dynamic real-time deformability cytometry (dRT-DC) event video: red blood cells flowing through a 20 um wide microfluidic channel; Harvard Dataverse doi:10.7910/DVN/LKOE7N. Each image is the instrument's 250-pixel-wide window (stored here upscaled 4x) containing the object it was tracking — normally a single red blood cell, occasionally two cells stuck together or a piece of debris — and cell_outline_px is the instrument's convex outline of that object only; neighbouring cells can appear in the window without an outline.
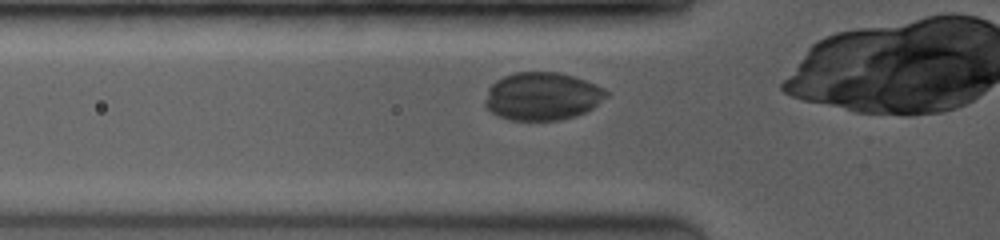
{"species": "common noctule bat (a hibernating species)", "species_latin": "Nyctalus noctula", "temperature_condition": "room temperature", "stored_images_in_passage": 20, "camera_frame_rate_fps": 3500, "um_per_image_px": 0.085, "animal": {"sex": "female", "body_mass_g": 19.0, "forearm_length_mm": 53.3}, "frame": {"image": 1, "passage_image": 2, "time_ms": 0.286, "image_size_px": [1000, 240], "cell_outline_px": [[608, 96], [592, 108], [576, 116], [560, 120], [508, 120], [492, 112], [484, 104], [484, 100], [488, 88], [496, 80], [512, 72], [560, 72], [596, 84], [604, 88], [608, 92]], "centroid_in_image_um": [46.08, 8.18], "position_along_channel_um": 79.7, "area_um2": 33.93}}
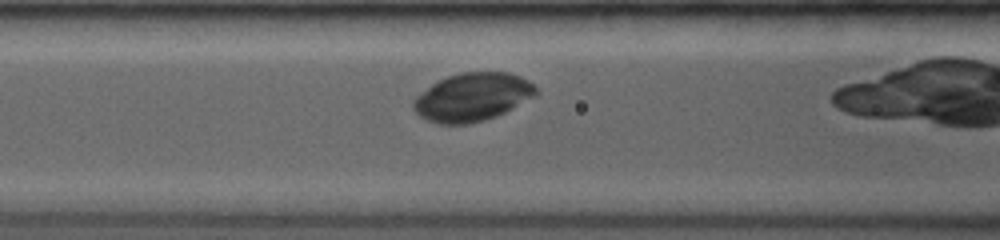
{"frame": {"image": 2, "passage_image": 5, "time_ms": 1.429, "image_size_px": [1000, 240], "cell_outline_px": [[540, 92], [536, 96], [496, 116], [484, 120], [468, 124], [436, 124], [420, 116], [412, 108], [412, 100], [416, 96], [432, 84], [448, 76], [460, 72], [508, 72], [520, 76], [528, 80]], "centroid_in_image_um": [40.15, 8.25], "position_along_channel_um": 126.4, "area_um2": 34.45}}
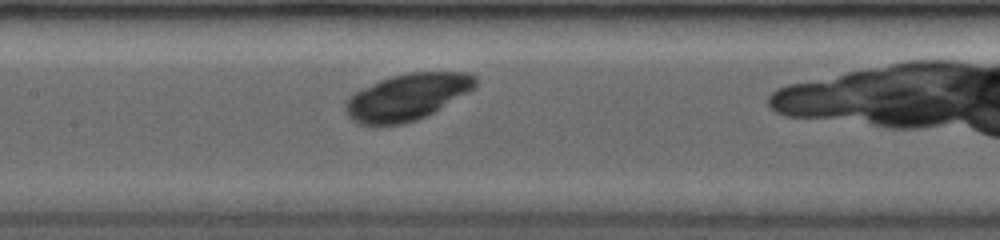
{"frame": {"image": 3, "passage_image": 9, "time_ms": 2.571, "image_size_px": [1000, 240], "cell_outline_px": [[476, 88], [432, 112], [416, 120], [400, 124], [360, 124], [352, 120], [348, 116], [344, 108], [344, 104], [348, 96], [380, 80], [392, 76], [408, 72], [468, 72], [476, 76]], "centroid_in_image_um": [34.61, 8.22], "position_along_channel_um": 172.8, "area_um2": 34.8}}